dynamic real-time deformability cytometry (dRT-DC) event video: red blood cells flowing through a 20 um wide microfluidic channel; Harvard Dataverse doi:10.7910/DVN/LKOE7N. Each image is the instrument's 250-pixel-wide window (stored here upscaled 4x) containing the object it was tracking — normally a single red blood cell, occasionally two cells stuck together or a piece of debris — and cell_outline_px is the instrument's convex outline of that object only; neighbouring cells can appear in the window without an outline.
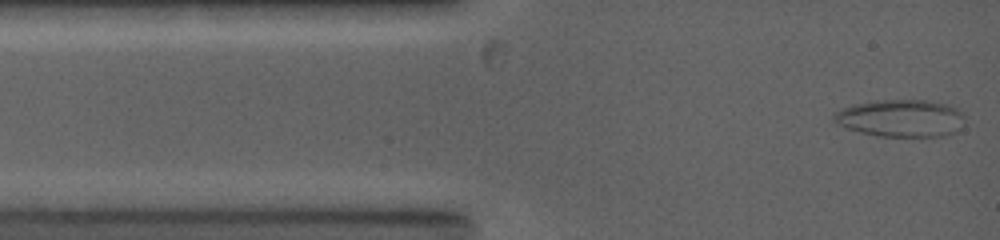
{"species": "common noctule bat (a hibernating species)", "species_latin": "Nyctalus noctula", "temperature_condition": "warm", "stored_images_in_passage": 36, "segment_of_instrument_passage": [1, 2], "camera_frame_rate_fps": 5000, "um_per_image_px": 0.085, "animal": {"sex": "female", "body_mass_g": 19.0, "forearm_length_mm": 53.3}, "frame": {"image": 1, "passage_image": 1, "time_ms": 0.0, "image_size_px": [1000, 240], "cell_outline_px": [[964, 116], [956, 132], [948, 136], [920, 140], [880, 136], [860, 132], [848, 128], [832, 120], [832, 116], [840, 108], [852, 104], [872, 100], [928, 100], [948, 104], [956, 108]], "centroid_in_image_um": [76.59, 10.09], "position_along_channel_um": 8.4, "area_um2": 29.48}}
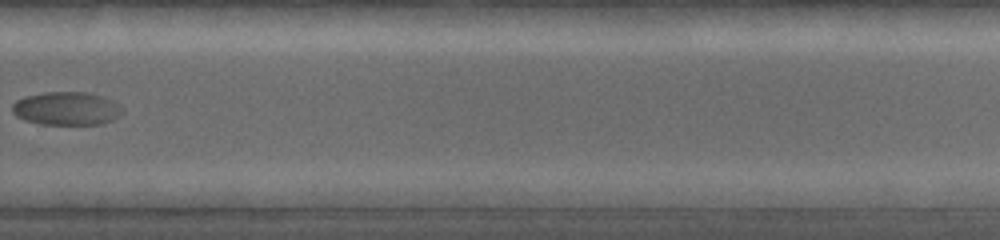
{"frame": {"image": 2, "passage_image": 21, "time_ms": 9.6, "image_size_px": [1000, 240], "cell_outline_px": [[124, 112], [120, 116], [112, 120], [100, 124], [40, 124], [16, 116], [12, 112], [12, 104], [16, 100], [24, 96], [44, 92], [84, 92], [104, 96], [120, 104], [124, 108]], "centroid_in_image_um": [5.69, 9.21], "position_along_channel_um": 324.1, "area_um2": 21.56}}
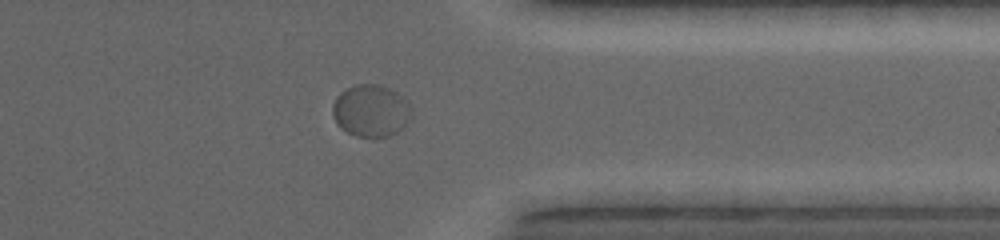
{"frame": {"image": 3, "passage_image": 24, "time_ms": 11.2, "image_size_px": [1000, 240], "cell_outline_px": [[412, 116], [396, 132], [388, 136], [356, 136], [340, 128], [336, 124], [332, 116], [332, 104], [336, 96], [340, 92], [356, 84], [380, 84], [404, 96], [408, 100], [412, 108]], "centroid_in_image_um": [31.51, 9.39], "position_along_channel_um": 379.9, "area_um2": 24.1}}